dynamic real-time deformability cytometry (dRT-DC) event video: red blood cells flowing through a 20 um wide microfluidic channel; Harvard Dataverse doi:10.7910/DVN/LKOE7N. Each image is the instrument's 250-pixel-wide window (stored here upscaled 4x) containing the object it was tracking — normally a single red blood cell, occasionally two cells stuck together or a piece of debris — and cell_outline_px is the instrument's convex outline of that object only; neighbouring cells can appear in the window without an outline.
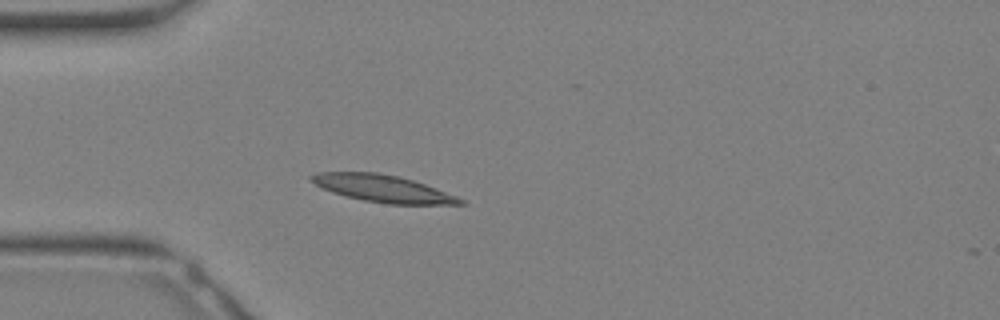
{"species": "Egyptian fruit bat (a non-hibernating species)", "species_latin": "Rousettus aegyptiacus", "temperature_condition": "warm", "stored_images_in_passage": 22, "camera_frame_rate_fps": 3000, "um_per_image_px": 0.085, "animal": {"sex": "female"}, "frame": {"image": 1, "passage_image": 4, "time_ms": 1.0, "image_size_px": [1000, 320], "cell_outline_px": [[468, 204], [388, 204], [364, 200], [332, 192], [320, 188], [308, 180], [308, 176], [320, 172], [380, 172], [400, 176], [424, 184], [456, 196], [464, 200]], "centroid_in_image_um": [32.49, 16.01], "position_along_channel_um": 52.5, "area_um2": 23.47}}
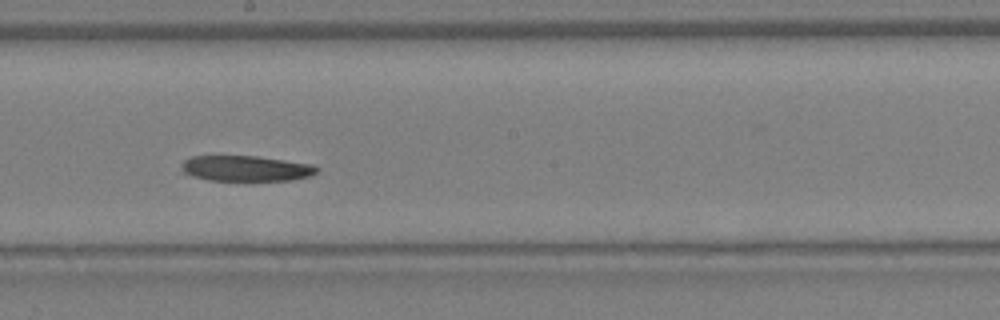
{"frame": {"image": 2, "passage_image": 13, "time_ms": 4.0, "image_size_px": [1000, 320], "cell_outline_px": [[320, 168], [316, 172], [308, 176], [292, 180], [208, 180], [192, 176], [184, 172], [180, 164], [184, 160], [192, 156], [256, 156], [312, 164]], "centroid_in_image_um": [20.89, 14.31], "position_along_channel_um": 227.3, "area_um2": 20.0}}
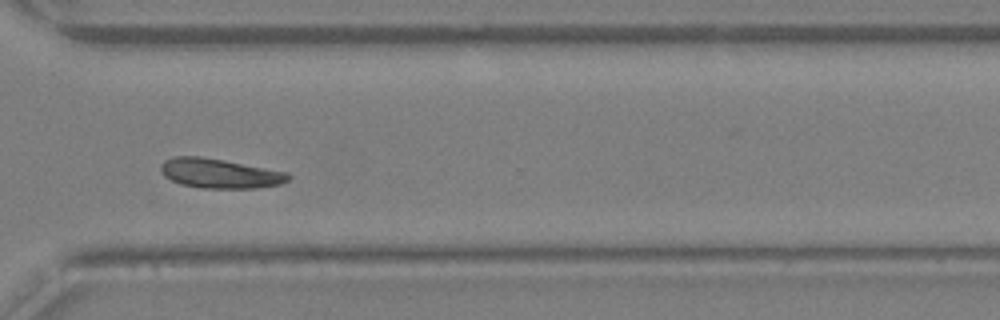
{"frame": {"image": 3, "passage_image": 19, "time_ms": 6.0, "image_size_px": [1000, 320], "cell_outline_px": [[292, 176], [288, 180], [280, 184], [256, 188], [204, 188], [180, 184], [164, 176], [160, 172], [160, 164], [164, 160], [172, 156], [200, 156], [224, 160], [288, 172]], "centroid_in_image_um": [18.65, 14.73], "position_along_channel_um": 351.9, "area_um2": 22.08}}